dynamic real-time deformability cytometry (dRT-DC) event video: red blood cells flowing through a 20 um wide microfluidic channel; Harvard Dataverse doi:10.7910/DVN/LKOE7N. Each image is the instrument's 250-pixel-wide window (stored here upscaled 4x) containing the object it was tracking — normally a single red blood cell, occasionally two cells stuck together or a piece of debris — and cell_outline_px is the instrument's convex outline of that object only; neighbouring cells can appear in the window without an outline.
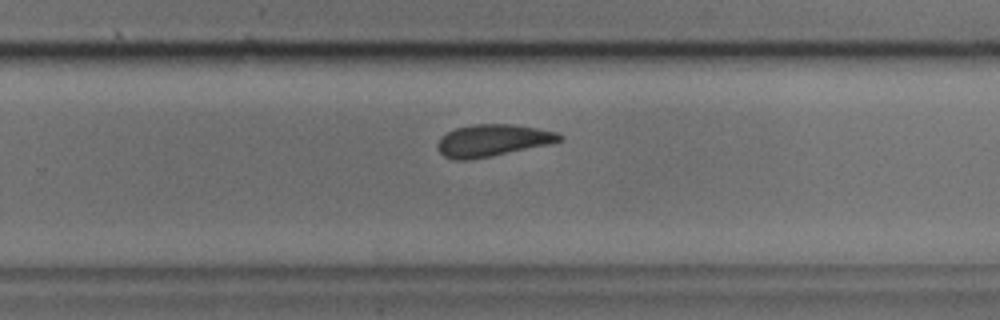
{"species": "common noctule bat (a hibernating species)", "species_latin": "Nyctalus noctula", "temperature_condition": "cold", "stored_images_in_passage": 28, "camera_frame_rate_fps": 3000, "um_per_image_px": 0.085, "animal": {"sex": "male", "body_mass_g": 17.9, "forearm_length_mm": 54.2}, "frame": {"image": 1, "passage_image": 15, "time_ms": 4.667, "image_size_px": [1000, 320], "cell_outline_px": [[564, 140], [548, 144], [492, 156], [468, 160], [452, 160], [444, 156], [440, 152], [436, 144], [448, 132], [456, 128], [472, 124], [512, 124], [536, 128], [556, 132], [564, 136]], "centroid_in_image_um": [41.88, 11.94], "position_along_channel_um": 287.9, "area_um2": 22.6}}
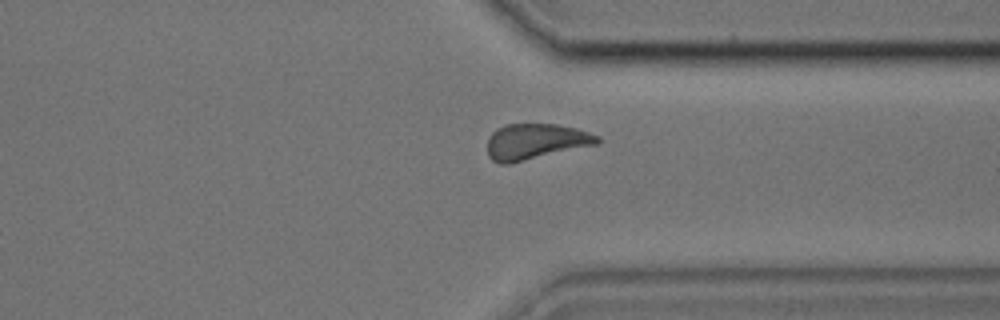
{"frame": {"image": 2, "passage_image": 20, "time_ms": 6.333, "image_size_px": [1000, 320], "cell_outline_px": [[600, 144], [508, 164], [500, 164], [492, 160], [488, 156], [488, 136], [496, 128], [508, 124], [556, 124], [576, 128], [600, 136]], "centroid_in_image_um": [45.53, 12.03], "position_along_channel_um": 365.9, "area_um2": 23.12}}
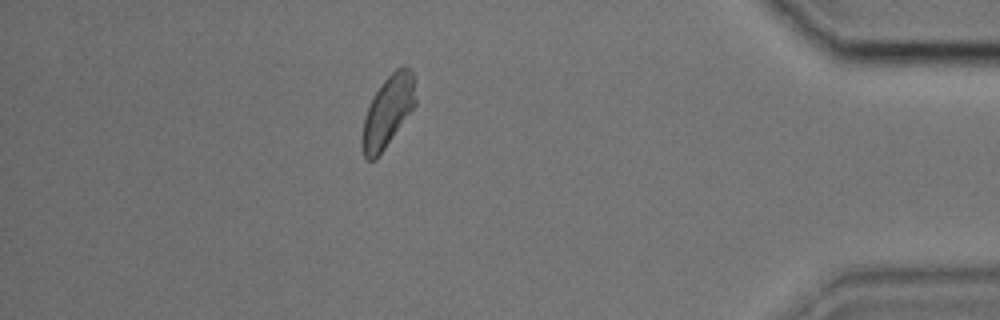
{"frame": {"image": 3, "passage_image": 25, "time_ms": 8.0, "image_size_px": [1000, 320], "cell_outline_px": [[416, 104], [376, 160], [368, 160], [364, 156], [360, 144], [360, 140], [364, 120], [372, 96], [384, 80], [396, 68], [404, 64], [408, 64], [412, 72], [416, 100]], "centroid_in_image_um": [32.95, 9.46], "position_along_channel_um": 402.2, "area_um2": 22.14}}